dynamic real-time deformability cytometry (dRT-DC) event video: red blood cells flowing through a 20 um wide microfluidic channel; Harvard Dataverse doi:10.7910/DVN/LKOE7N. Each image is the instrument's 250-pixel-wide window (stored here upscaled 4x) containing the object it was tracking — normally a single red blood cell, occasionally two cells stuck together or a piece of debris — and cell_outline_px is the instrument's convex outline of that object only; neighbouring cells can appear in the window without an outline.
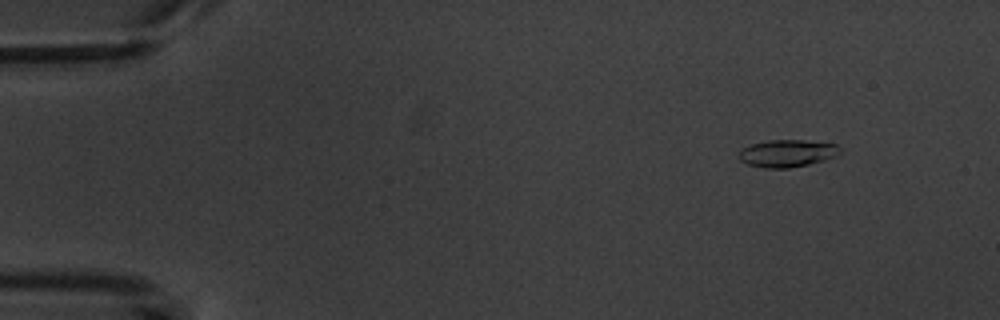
{"species": "common noctule bat (a hibernating species)", "species_latin": "Nyctalus noctula", "temperature_condition": "warm", "stored_images_in_passage": 5, "camera_frame_rate_fps": 3000, "um_per_image_px": 0.085, "animal": {"sex": "male", "body_mass_g": 20.1, "forearm_length_mm": 53.5}, "frame": {"image": 1, "passage_image": 2, "time_ms": 1.0, "image_size_px": [1000, 320], "cell_outline_px": [[840, 152], [836, 156], [824, 160], [808, 164], [788, 168], [764, 168], [748, 164], [740, 160], [736, 156], [740, 148], [752, 144], [768, 140], [804, 140], [836, 144], [840, 148]], "centroid_in_image_um": [66.86, 13.03], "position_along_channel_um": 18.1, "area_um2": 16.18}}
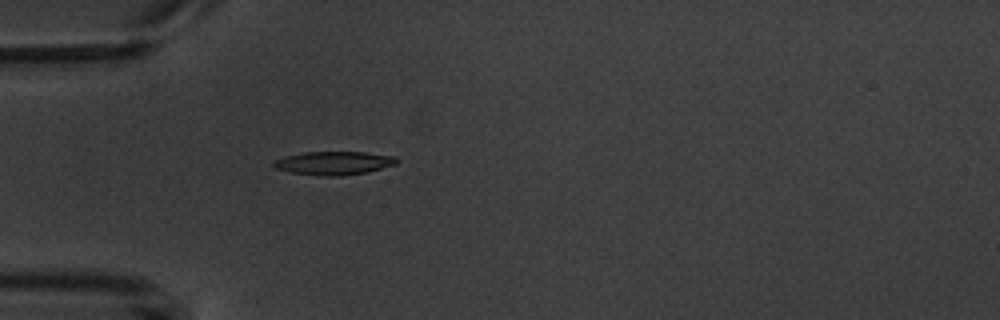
{"frame": {"image": 2, "passage_image": 5, "time_ms": 4.667, "image_size_px": [1000, 320], "cell_outline_px": [[400, 160], [396, 164], [368, 172], [340, 176], [320, 176], [292, 172], [276, 168], [272, 164], [272, 160], [284, 156], [304, 152], [364, 152], [396, 156]], "centroid_in_image_um": [28.39, 13.85], "position_along_channel_um": 56.6, "area_um2": 16.94}}